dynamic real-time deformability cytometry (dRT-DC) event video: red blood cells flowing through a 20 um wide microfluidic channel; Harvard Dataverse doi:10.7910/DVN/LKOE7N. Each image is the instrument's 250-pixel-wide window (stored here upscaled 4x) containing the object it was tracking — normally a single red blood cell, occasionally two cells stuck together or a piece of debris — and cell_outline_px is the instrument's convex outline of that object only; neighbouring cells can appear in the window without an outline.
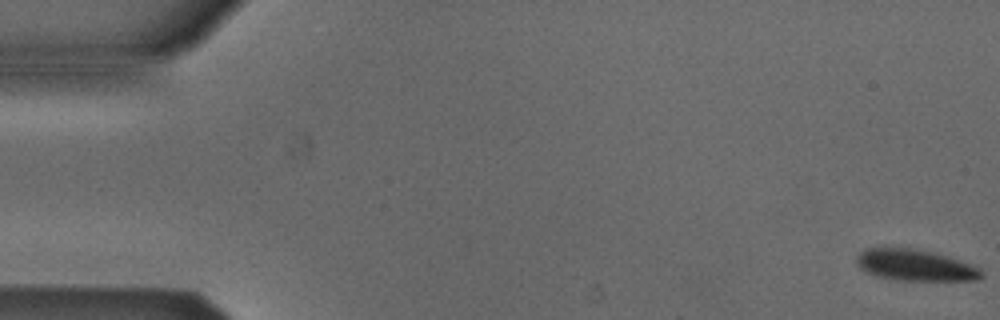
{"species": "Egyptian fruit bat (a non-hibernating species)", "species_latin": "Rousettus aegyptiacus", "temperature_condition": "cold", "stored_images_in_passage": 10, "camera_frame_rate_fps": 3000, "um_per_image_px": 0.085, "animal": {"sex": "male"}, "frame": {"image": 1, "passage_image": 1, "time_ms": 0.0, "image_size_px": [1000, 320], "cell_outline_px": [[984, 276], [980, 280], [900, 280], [876, 276], [860, 268], [856, 264], [856, 256], [860, 252], [868, 248], [912, 248], [932, 252], [960, 260], [972, 264], [980, 268], [984, 272]], "centroid_in_image_um": [77.82, 22.54], "position_along_channel_um": 7.2, "area_um2": 22.77}}